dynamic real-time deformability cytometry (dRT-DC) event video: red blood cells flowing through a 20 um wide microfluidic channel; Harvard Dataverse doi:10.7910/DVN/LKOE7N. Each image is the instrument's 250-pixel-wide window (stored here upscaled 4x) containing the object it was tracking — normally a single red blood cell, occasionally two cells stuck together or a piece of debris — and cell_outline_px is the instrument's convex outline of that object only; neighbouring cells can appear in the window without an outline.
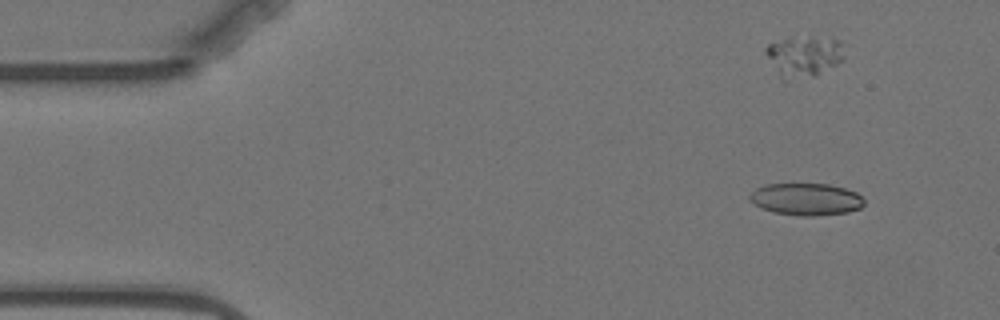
{"species": "Egyptian fruit bat (a non-hibernating species)", "species_latin": "Rousettus aegyptiacus", "temperature_condition": "warm", "stored_images_in_passage": 4, "camera_frame_rate_fps": 3000, "um_per_image_px": 0.085, "animal": {"sex": "female"}, "frame": {"image": 1, "passage_image": 1, "time_ms": 0.0, "image_size_px": [1000, 320], "cell_outline_px": [[864, 204], [860, 208], [848, 212], [812, 216], [800, 216], [772, 212], [760, 208], [748, 196], [756, 188], [768, 184], [828, 184], [844, 188], [856, 192], [864, 200]], "centroid_in_image_um": [68.52, 16.94], "position_along_channel_um": 16.5, "area_um2": 21.27}}